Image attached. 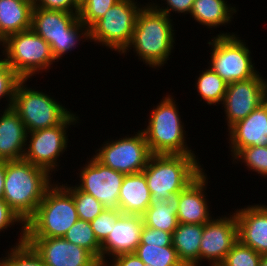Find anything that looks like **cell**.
<instances>
[{
	"label": "cell",
	"mask_w": 267,
	"mask_h": 266,
	"mask_svg": "<svg viewBox=\"0 0 267 266\" xmlns=\"http://www.w3.org/2000/svg\"><path fill=\"white\" fill-rule=\"evenodd\" d=\"M171 17L146 3L139 11L130 45L122 53L132 48L141 60L152 68H162L171 55L175 43V30ZM130 49V50H129Z\"/></svg>",
	"instance_id": "obj_1"
},
{
	"label": "cell",
	"mask_w": 267,
	"mask_h": 266,
	"mask_svg": "<svg viewBox=\"0 0 267 266\" xmlns=\"http://www.w3.org/2000/svg\"><path fill=\"white\" fill-rule=\"evenodd\" d=\"M51 175L24 159L5 161L2 199L26 222L35 213L46 191L54 184Z\"/></svg>",
	"instance_id": "obj_2"
},
{
	"label": "cell",
	"mask_w": 267,
	"mask_h": 266,
	"mask_svg": "<svg viewBox=\"0 0 267 266\" xmlns=\"http://www.w3.org/2000/svg\"><path fill=\"white\" fill-rule=\"evenodd\" d=\"M197 159L195 154H152L142 170L152 199H166L193 182L204 171Z\"/></svg>",
	"instance_id": "obj_3"
},
{
	"label": "cell",
	"mask_w": 267,
	"mask_h": 266,
	"mask_svg": "<svg viewBox=\"0 0 267 266\" xmlns=\"http://www.w3.org/2000/svg\"><path fill=\"white\" fill-rule=\"evenodd\" d=\"M78 219L73 196L57 182L46 191L35 213L25 222V238L64 237Z\"/></svg>",
	"instance_id": "obj_4"
},
{
	"label": "cell",
	"mask_w": 267,
	"mask_h": 266,
	"mask_svg": "<svg viewBox=\"0 0 267 266\" xmlns=\"http://www.w3.org/2000/svg\"><path fill=\"white\" fill-rule=\"evenodd\" d=\"M173 96L166 95L151 110L148 125L142 132L152 154H195L186 144V132Z\"/></svg>",
	"instance_id": "obj_5"
},
{
	"label": "cell",
	"mask_w": 267,
	"mask_h": 266,
	"mask_svg": "<svg viewBox=\"0 0 267 266\" xmlns=\"http://www.w3.org/2000/svg\"><path fill=\"white\" fill-rule=\"evenodd\" d=\"M78 15L41 8L32 10L31 29L50 44L57 62L74 50L81 39L89 41V29L80 22Z\"/></svg>",
	"instance_id": "obj_6"
},
{
	"label": "cell",
	"mask_w": 267,
	"mask_h": 266,
	"mask_svg": "<svg viewBox=\"0 0 267 266\" xmlns=\"http://www.w3.org/2000/svg\"><path fill=\"white\" fill-rule=\"evenodd\" d=\"M4 59L22 80L47 71L55 61L50 44L31 28L9 35L1 44Z\"/></svg>",
	"instance_id": "obj_7"
},
{
	"label": "cell",
	"mask_w": 267,
	"mask_h": 266,
	"mask_svg": "<svg viewBox=\"0 0 267 266\" xmlns=\"http://www.w3.org/2000/svg\"><path fill=\"white\" fill-rule=\"evenodd\" d=\"M209 42L211 56L209 67L225 82L232 83L255 77L259 72L252 62L246 42L233 32L219 33Z\"/></svg>",
	"instance_id": "obj_8"
},
{
	"label": "cell",
	"mask_w": 267,
	"mask_h": 266,
	"mask_svg": "<svg viewBox=\"0 0 267 266\" xmlns=\"http://www.w3.org/2000/svg\"><path fill=\"white\" fill-rule=\"evenodd\" d=\"M26 82L21 80L16 85L12 108L19 114L27 133L55 127L72 113L51 95L27 87Z\"/></svg>",
	"instance_id": "obj_9"
},
{
	"label": "cell",
	"mask_w": 267,
	"mask_h": 266,
	"mask_svg": "<svg viewBox=\"0 0 267 266\" xmlns=\"http://www.w3.org/2000/svg\"><path fill=\"white\" fill-rule=\"evenodd\" d=\"M120 0L89 28V40L121 55L130 45L136 19L143 5Z\"/></svg>",
	"instance_id": "obj_10"
},
{
	"label": "cell",
	"mask_w": 267,
	"mask_h": 266,
	"mask_svg": "<svg viewBox=\"0 0 267 266\" xmlns=\"http://www.w3.org/2000/svg\"><path fill=\"white\" fill-rule=\"evenodd\" d=\"M136 133L130 137L106 140L93 156L104 166L125 175L142 172L152 153L142 130Z\"/></svg>",
	"instance_id": "obj_11"
},
{
	"label": "cell",
	"mask_w": 267,
	"mask_h": 266,
	"mask_svg": "<svg viewBox=\"0 0 267 266\" xmlns=\"http://www.w3.org/2000/svg\"><path fill=\"white\" fill-rule=\"evenodd\" d=\"M79 116L71 113L61 124L27 133L26 149L23 159L35 166L53 173L59 167L60 155L68 145L67 129L79 123ZM29 140V142H28ZM30 143V144H29ZM57 167V168H56Z\"/></svg>",
	"instance_id": "obj_12"
},
{
	"label": "cell",
	"mask_w": 267,
	"mask_h": 266,
	"mask_svg": "<svg viewBox=\"0 0 267 266\" xmlns=\"http://www.w3.org/2000/svg\"><path fill=\"white\" fill-rule=\"evenodd\" d=\"M266 100L267 79H263L261 73L253 78L229 83L222 102L228 129L245 119Z\"/></svg>",
	"instance_id": "obj_13"
},
{
	"label": "cell",
	"mask_w": 267,
	"mask_h": 266,
	"mask_svg": "<svg viewBox=\"0 0 267 266\" xmlns=\"http://www.w3.org/2000/svg\"><path fill=\"white\" fill-rule=\"evenodd\" d=\"M79 173L76 186L102 203L105 209L119 210V192L125 174L104 166L94 156Z\"/></svg>",
	"instance_id": "obj_14"
},
{
	"label": "cell",
	"mask_w": 267,
	"mask_h": 266,
	"mask_svg": "<svg viewBox=\"0 0 267 266\" xmlns=\"http://www.w3.org/2000/svg\"><path fill=\"white\" fill-rule=\"evenodd\" d=\"M237 241L238 228L234 212L228 217L212 218L204 224L199 263L206 260L210 266H219Z\"/></svg>",
	"instance_id": "obj_15"
},
{
	"label": "cell",
	"mask_w": 267,
	"mask_h": 266,
	"mask_svg": "<svg viewBox=\"0 0 267 266\" xmlns=\"http://www.w3.org/2000/svg\"><path fill=\"white\" fill-rule=\"evenodd\" d=\"M46 266H101L100 262L86 249L56 238H25Z\"/></svg>",
	"instance_id": "obj_16"
},
{
	"label": "cell",
	"mask_w": 267,
	"mask_h": 266,
	"mask_svg": "<svg viewBox=\"0 0 267 266\" xmlns=\"http://www.w3.org/2000/svg\"><path fill=\"white\" fill-rule=\"evenodd\" d=\"M143 226L144 222L141 215L122 213L113 225L108 237L101 243V266L108 263L107 257L112 260L121 254L134 253L140 244Z\"/></svg>",
	"instance_id": "obj_17"
},
{
	"label": "cell",
	"mask_w": 267,
	"mask_h": 266,
	"mask_svg": "<svg viewBox=\"0 0 267 266\" xmlns=\"http://www.w3.org/2000/svg\"><path fill=\"white\" fill-rule=\"evenodd\" d=\"M235 213L238 240L261 255H267V206L254 204Z\"/></svg>",
	"instance_id": "obj_18"
},
{
	"label": "cell",
	"mask_w": 267,
	"mask_h": 266,
	"mask_svg": "<svg viewBox=\"0 0 267 266\" xmlns=\"http://www.w3.org/2000/svg\"><path fill=\"white\" fill-rule=\"evenodd\" d=\"M228 130V143L232 157L240 149L267 145V100Z\"/></svg>",
	"instance_id": "obj_19"
},
{
	"label": "cell",
	"mask_w": 267,
	"mask_h": 266,
	"mask_svg": "<svg viewBox=\"0 0 267 266\" xmlns=\"http://www.w3.org/2000/svg\"><path fill=\"white\" fill-rule=\"evenodd\" d=\"M208 179L203 171L193 182L180 192L177 209L178 223L205 224L212 219L206 199Z\"/></svg>",
	"instance_id": "obj_20"
},
{
	"label": "cell",
	"mask_w": 267,
	"mask_h": 266,
	"mask_svg": "<svg viewBox=\"0 0 267 266\" xmlns=\"http://www.w3.org/2000/svg\"><path fill=\"white\" fill-rule=\"evenodd\" d=\"M0 116V160H21L24 157L27 130L19 114L12 108H5Z\"/></svg>",
	"instance_id": "obj_21"
},
{
	"label": "cell",
	"mask_w": 267,
	"mask_h": 266,
	"mask_svg": "<svg viewBox=\"0 0 267 266\" xmlns=\"http://www.w3.org/2000/svg\"><path fill=\"white\" fill-rule=\"evenodd\" d=\"M151 201L144 173L125 175L119 192V210L123 214L142 216Z\"/></svg>",
	"instance_id": "obj_22"
},
{
	"label": "cell",
	"mask_w": 267,
	"mask_h": 266,
	"mask_svg": "<svg viewBox=\"0 0 267 266\" xmlns=\"http://www.w3.org/2000/svg\"><path fill=\"white\" fill-rule=\"evenodd\" d=\"M33 1L0 0V45L9 36L31 28Z\"/></svg>",
	"instance_id": "obj_23"
},
{
	"label": "cell",
	"mask_w": 267,
	"mask_h": 266,
	"mask_svg": "<svg viewBox=\"0 0 267 266\" xmlns=\"http://www.w3.org/2000/svg\"><path fill=\"white\" fill-rule=\"evenodd\" d=\"M204 224L179 223L172 233V246L184 266H200L199 250Z\"/></svg>",
	"instance_id": "obj_24"
},
{
	"label": "cell",
	"mask_w": 267,
	"mask_h": 266,
	"mask_svg": "<svg viewBox=\"0 0 267 266\" xmlns=\"http://www.w3.org/2000/svg\"><path fill=\"white\" fill-rule=\"evenodd\" d=\"M180 192L171 193L166 199H152L150 206L142 215L145 226L169 233L178 227L177 209Z\"/></svg>",
	"instance_id": "obj_25"
},
{
	"label": "cell",
	"mask_w": 267,
	"mask_h": 266,
	"mask_svg": "<svg viewBox=\"0 0 267 266\" xmlns=\"http://www.w3.org/2000/svg\"><path fill=\"white\" fill-rule=\"evenodd\" d=\"M226 0H194L190 17L208 28L227 25L232 21L235 7L230 6Z\"/></svg>",
	"instance_id": "obj_26"
},
{
	"label": "cell",
	"mask_w": 267,
	"mask_h": 266,
	"mask_svg": "<svg viewBox=\"0 0 267 266\" xmlns=\"http://www.w3.org/2000/svg\"><path fill=\"white\" fill-rule=\"evenodd\" d=\"M195 84L196 92L208 105L222 104L228 83L209 66L202 70Z\"/></svg>",
	"instance_id": "obj_27"
},
{
	"label": "cell",
	"mask_w": 267,
	"mask_h": 266,
	"mask_svg": "<svg viewBox=\"0 0 267 266\" xmlns=\"http://www.w3.org/2000/svg\"><path fill=\"white\" fill-rule=\"evenodd\" d=\"M145 265L184 266L173 246L139 244L134 252Z\"/></svg>",
	"instance_id": "obj_28"
},
{
	"label": "cell",
	"mask_w": 267,
	"mask_h": 266,
	"mask_svg": "<svg viewBox=\"0 0 267 266\" xmlns=\"http://www.w3.org/2000/svg\"><path fill=\"white\" fill-rule=\"evenodd\" d=\"M63 238L88 250L100 262L101 244L96 239L90 222L78 219Z\"/></svg>",
	"instance_id": "obj_29"
},
{
	"label": "cell",
	"mask_w": 267,
	"mask_h": 266,
	"mask_svg": "<svg viewBox=\"0 0 267 266\" xmlns=\"http://www.w3.org/2000/svg\"><path fill=\"white\" fill-rule=\"evenodd\" d=\"M62 186L73 196L79 219L91 222L105 209L101 202L91 194L81 191L76 185Z\"/></svg>",
	"instance_id": "obj_30"
},
{
	"label": "cell",
	"mask_w": 267,
	"mask_h": 266,
	"mask_svg": "<svg viewBox=\"0 0 267 266\" xmlns=\"http://www.w3.org/2000/svg\"><path fill=\"white\" fill-rule=\"evenodd\" d=\"M245 163L248 170L255 171L260 176L267 177V145L249 146L240 149L234 156L233 161Z\"/></svg>",
	"instance_id": "obj_31"
},
{
	"label": "cell",
	"mask_w": 267,
	"mask_h": 266,
	"mask_svg": "<svg viewBox=\"0 0 267 266\" xmlns=\"http://www.w3.org/2000/svg\"><path fill=\"white\" fill-rule=\"evenodd\" d=\"M3 256L2 266H46L40 256L26 242L16 244Z\"/></svg>",
	"instance_id": "obj_32"
},
{
	"label": "cell",
	"mask_w": 267,
	"mask_h": 266,
	"mask_svg": "<svg viewBox=\"0 0 267 266\" xmlns=\"http://www.w3.org/2000/svg\"><path fill=\"white\" fill-rule=\"evenodd\" d=\"M261 257V254L238 240L219 266H258Z\"/></svg>",
	"instance_id": "obj_33"
},
{
	"label": "cell",
	"mask_w": 267,
	"mask_h": 266,
	"mask_svg": "<svg viewBox=\"0 0 267 266\" xmlns=\"http://www.w3.org/2000/svg\"><path fill=\"white\" fill-rule=\"evenodd\" d=\"M120 0H83L80 3L79 20L88 29Z\"/></svg>",
	"instance_id": "obj_34"
},
{
	"label": "cell",
	"mask_w": 267,
	"mask_h": 266,
	"mask_svg": "<svg viewBox=\"0 0 267 266\" xmlns=\"http://www.w3.org/2000/svg\"><path fill=\"white\" fill-rule=\"evenodd\" d=\"M21 80L6 60L0 56V100L7 97V108L12 107L16 85Z\"/></svg>",
	"instance_id": "obj_35"
},
{
	"label": "cell",
	"mask_w": 267,
	"mask_h": 266,
	"mask_svg": "<svg viewBox=\"0 0 267 266\" xmlns=\"http://www.w3.org/2000/svg\"><path fill=\"white\" fill-rule=\"evenodd\" d=\"M121 214L120 210L104 209L90 222L94 235L100 244L108 237L113 225H115Z\"/></svg>",
	"instance_id": "obj_36"
},
{
	"label": "cell",
	"mask_w": 267,
	"mask_h": 266,
	"mask_svg": "<svg viewBox=\"0 0 267 266\" xmlns=\"http://www.w3.org/2000/svg\"><path fill=\"white\" fill-rule=\"evenodd\" d=\"M21 224L20 226V237L18 239V242L16 244H21L25 242V222L19 217L17 213H15L9 205L3 200L0 199V232L4 231L14 224ZM11 225V226H10ZM23 225V226H22ZM4 229V230H3Z\"/></svg>",
	"instance_id": "obj_37"
},
{
	"label": "cell",
	"mask_w": 267,
	"mask_h": 266,
	"mask_svg": "<svg viewBox=\"0 0 267 266\" xmlns=\"http://www.w3.org/2000/svg\"><path fill=\"white\" fill-rule=\"evenodd\" d=\"M140 244L172 246V234L144 225L141 231Z\"/></svg>",
	"instance_id": "obj_38"
},
{
	"label": "cell",
	"mask_w": 267,
	"mask_h": 266,
	"mask_svg": "<svg viewBox=\"0 0 267 266\" xmlns=\"http://www.w3.org/2000/svg\"><path fill=\"white\" fill-rule=\"evenodd\" d=\"M33 8L79 13L80 3L77 0H34Z\"/></svg>",
	"instance_id": "obj_39"
},
{
	"label": "cell",
	"mask_w": 267,
	"mask_h": 266,
	"mask_svg": "<svg viewBox=\"0 0 267 266\" xmlns=\"http://www.w3.org/2000/svg\"><path fill=\"white\" fill-rule=\"evenodd\" d=\"M165 1V5L161 6V4L159 5L156 3H151L158 11L166 14L169 17L171 12H175V13H183V14H189L191 13V8L193 5L194 0H164ZM159 5V6H158ZM161 6V8H160Z\"/></svg>",
	"instance_id": "obj_40"
},
{
	"label": "cell",
	"mask_w": 267,
	"mask_h": 266,
	"mask_svg": "<svg viewBox=\"0 0 267 266\" xmlns=\"http://www.w3.org/2000/svg\"><path fill=\"white\" fill-rule=\"evenodd\" d=\"M111 262L104 266H144L142 260L134 253L121 254L112 258Z\"/></svg>",
	"instance_id": "obj_41"
},
{
	"label": "cell",
	"mask_w": 267,
	"mask_h": 266,
	"mask_svg": "<svg viewBox=\"0 0 267 266\" xmlns=\"http://www.w3.org/2000/svg\"><path fill=\"white\" fill-rule=\"evenodd\" d=\"M5 181V161L0 160V199L3 197Z\"/></svg>",
	"instance_id": "obj_42"
},
{
	"label": "cell",
	"mask_w": 267,
	"mask_h": 266,
	"mask_svg": "<svg viewBox=\"0 0 267 266\" xmlns=\"http://www.w3.org/2000/svg\"><path fill=\"white\" fill-rule=\"evenodd\" d=\"M258 266H267V255H262Z\"/></svg>",
	"instance_id": "obj_43"
}]
</instances>
